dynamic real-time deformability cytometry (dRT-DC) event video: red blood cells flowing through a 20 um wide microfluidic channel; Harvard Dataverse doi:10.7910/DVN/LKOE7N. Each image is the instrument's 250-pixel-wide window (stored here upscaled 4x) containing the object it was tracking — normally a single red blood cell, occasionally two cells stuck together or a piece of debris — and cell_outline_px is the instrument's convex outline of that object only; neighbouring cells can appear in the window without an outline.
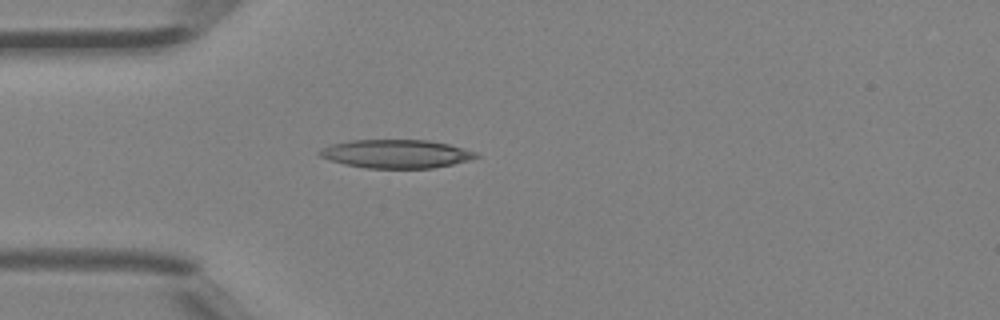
{"species": "Egyptian fruit bat (a non-hibernating species)", "species_latin": "Rousettus aegyptiacus", "temperature_condition": "room temperature", "stored_images_in_passage": 33, "camera_frame_rate_fps": 3000, "um_per_image_px": 0.085, "animal": {"sex": "female"}, "frame": {"image": 1, "passage_image": 3, "time_ms": 0.667, "image_size_px": [1000, 320], "cell_outline_px": [[480, 156], [468, 160], [452, 164], [432, 168], [364, 168], [344, 164], [320, 156], [316, 152], [320, 148], [332, 144], [348, 140], [428, 140], [448, 144], [464, 148], [476, 152]], "centroid_in_image_um": [33.64, 13.07], "position_along_channel_um": 51.4, "area_um2": 25.95}}
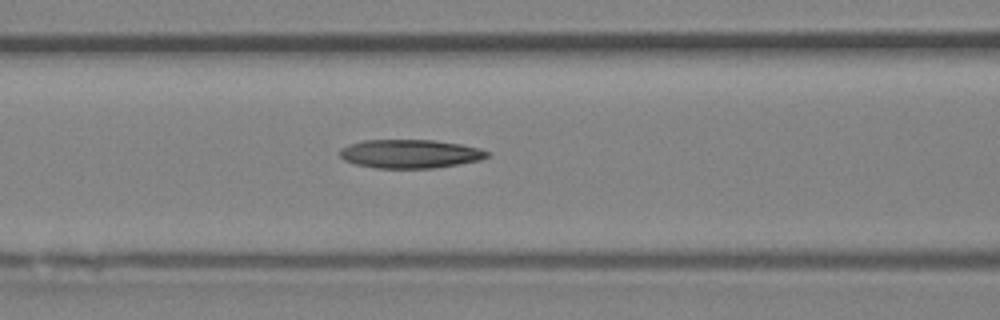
{"frame": {"image": 2, "passage_image": 9, "time_ms": 2.667, "image_size_px": [1000, 320], "cell_outline_px": [[492, 156], [480, 160], [432, 168], [376, 168], [356, 164], [344, 160], [340, 156], [340, 148], [364, 140], [432, 140], [460, 144], [480, 148], [492, 152]], "centroid_in_image_um": [34.9, 13.07], "position_along_channel_um": 131.7, "area_um2": 24.57}}
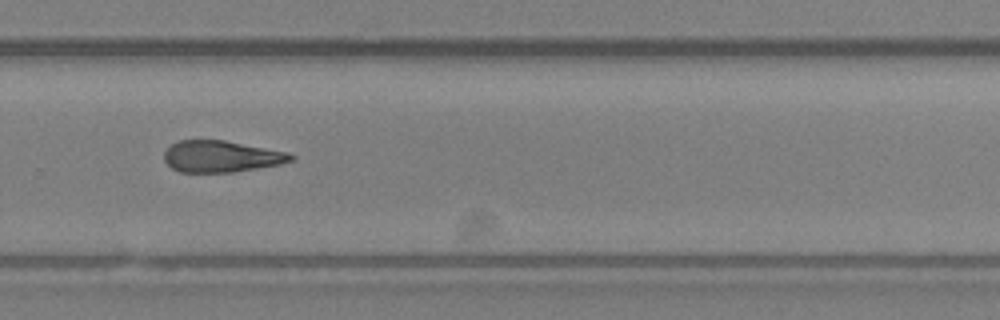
{"frame": {"image": 3, "passage_image": 21, "time_ms": 6.667, "image_size_px": [1000, 320], "cell_outline_px": [[296, 156], [292, 160], [280, 164], [232, 172], [180, 172], [172, 168], [164, 160], [164, 152], [172, 144], [180, 140], [224, 140], [288, 152]], "centroid_in_image_um": [18.8, 13.29], "position_along_channel_um": 311.0, "area_um2": 23.12}}